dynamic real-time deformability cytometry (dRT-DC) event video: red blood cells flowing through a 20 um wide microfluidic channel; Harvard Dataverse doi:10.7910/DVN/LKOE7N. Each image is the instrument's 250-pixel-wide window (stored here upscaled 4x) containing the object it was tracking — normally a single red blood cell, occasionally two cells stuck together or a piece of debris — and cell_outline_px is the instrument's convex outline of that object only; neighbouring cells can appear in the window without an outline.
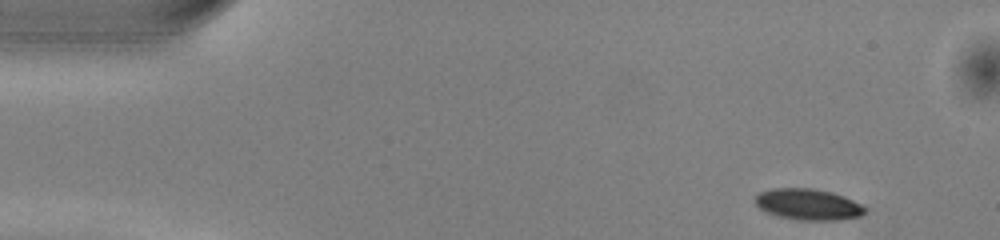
{"species": "common noctule bat (a hibernating species)", "species_latin": "Nyctalus noctula", "temperature_condition": "warm", "stored_images_in_passage": 47, "camera_frame_rate_fps": 3000, "um_per_image_px": 0.085, "animal": {"sex": "male", "body_mass_g": 13.0, "forearm_length_mm": 53.1}, "frame": {"image": 1, "passage_image": 1, "time_ms": 0.0, "image_size_px": [1000, 240], "cell_outline_px": [[864, 212], [860, 216], [840, 220], [800, 220], [780, 216], [768, 212], [760, 208], [756, 204], [756, 196], [760, 192], [772, 188], [812, 188], [832, 192], [844, 196], [860, 204], [864, 208]], "centroid_in_image_um": [68.69, 17.36], "position_along_channel_um": 16.3, "area_um2": 19.65}}
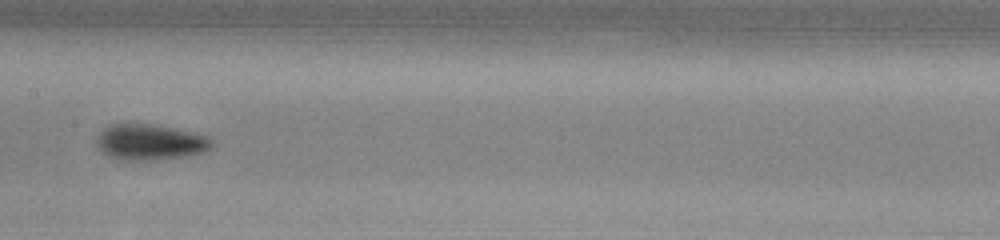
{"frame": {"image": 2, "passage_image": 22, "time_ms": 7.0, "image_size_px": [1000, 240], "cell_outline_px": [[212, 144], [204, 152], [184, 156], [148, 160], [120, 160], [104, 152], [96, 144], [96, 140], [100, 132], [108, 124], [152, 124], [176, 128], [196, 132], [208, 136], [212, 140]], "centroid_in_image_um": [12.77, 12.06], "position_along_channel_um": 194.6, "area_um2": 23.87}}
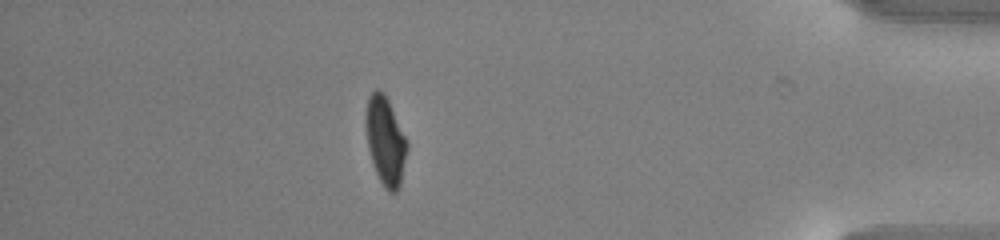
{"frame": {"image": 3, "passage_image": 41, "time_ms": 13.333, "image_size_px": [1000, 240], "cell_outline_px": [[408, 148], [400, 184], [396, 192], [388, 192], [380, 180], [372, 164], [368, 148], [364, 124], [364, 116], [368, 96], [376, 88], [384, 92], [388, 100], [408, 144]], "centroid_in_image_um": [32.72, 11.95], "position_along_channel_um": 402.5, "area_um2": 21.27}, "authors_computed_cell_mechanics": {"area_um2": 21.675, "velocity_mm_per_s": 4.0222, "shape_relaxation_time_tau1_ms": 2.4302, "shape_relaxation_time_tau2_ms": 2.4013, "deformation_change_tau1": 0.1375, "deformation_change_tau2": 0.0573}}